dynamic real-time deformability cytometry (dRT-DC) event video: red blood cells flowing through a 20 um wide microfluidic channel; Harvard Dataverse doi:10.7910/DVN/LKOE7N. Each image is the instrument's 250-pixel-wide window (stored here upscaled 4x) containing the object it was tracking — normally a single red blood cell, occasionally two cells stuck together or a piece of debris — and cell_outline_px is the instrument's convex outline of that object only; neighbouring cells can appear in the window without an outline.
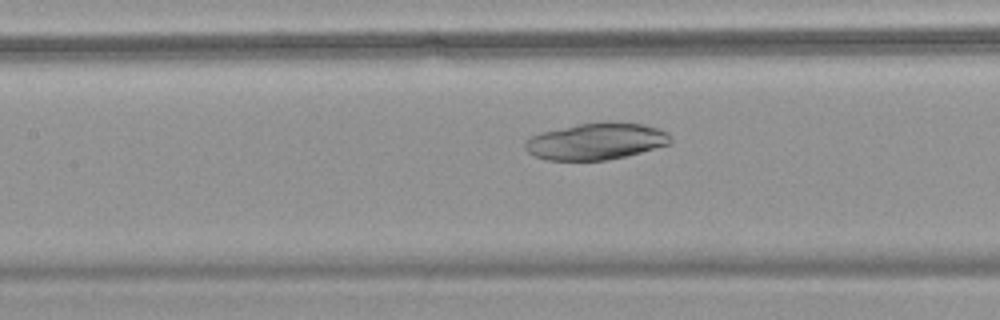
{"species": "common noctule bat (a hibernating species)", "species_latin": "Nyctalus noctula", "temperature_condition": "warm", "stored_images_in_passage": 42, "camera_frame_rate_fps": 3000, "um_per_image_px": 0.085, "animal": {"sex": "female", "body_mass_g": 18.4}, "frame": {"image": 1, "passage_image": 22, "time_ms": 7.0, "image_size_px": [1000, 320], "cell_outline_px": [[672, 144], [608, 160], [544, 160], [528, 152], [524, 148], [524, 140], [540, 132], [580, 124], [644, 124], [668, 132], [672, 136]], "centroid_in_image_um": [50.65, 12.04], "position_along_channel_um": 156.7, "area_um2": 30.52}}
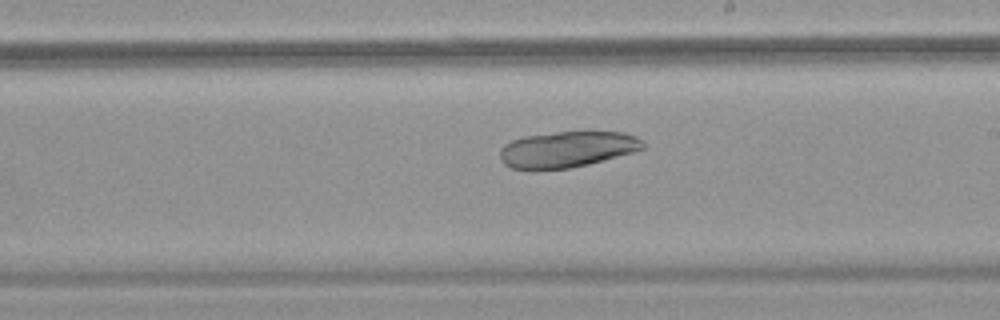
{"frame": {"image": 2, "passage_image": 29, "time_ms": 9.333, "image_size_px": [1000, 320], "cell_outline_px": [[644, 148], [632, 152], [604, 160], [588, 164], [568, 168], [536, 172], [512, 168], [504, 164], [500, 160], [500, 148], [504, 144], [512, 140], [524, 136], [584, 128], [588, 128], [624, 132], [636, 136], [644, 144]], "centroid_in_image_um": [48.19, 12.67], "position_along_channel_um": 240.8, "area_um2": 31.5}}
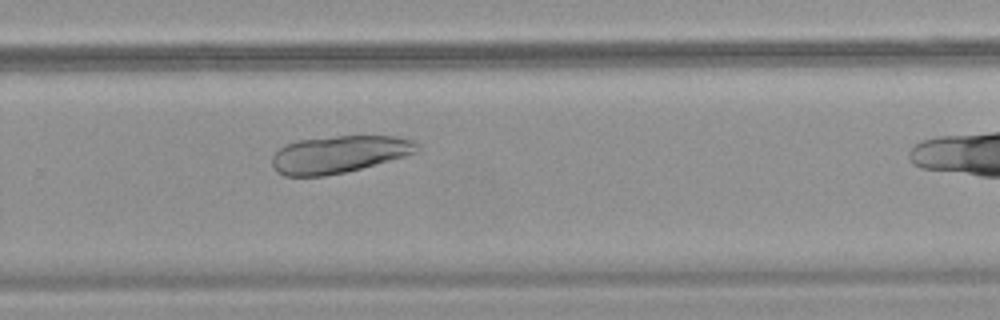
{"frame": {"image": 3, "passage_image": 34, "time_ms": 11.0, "image_size_px": [1000, 320], "cell_outline_px": [[420, 152], [360, 168], [344, 172], [324, 176], [284, 176], [276, 172], [272, 164], [272, 156], [284, 144], [296, 140], [336, 136], [396, 136], [412, 140], [420, 144]], "centroid_in_image_um": [28.81, 13.11], "position_along_channel_um": 301.0, "area_um2": 31.62}}